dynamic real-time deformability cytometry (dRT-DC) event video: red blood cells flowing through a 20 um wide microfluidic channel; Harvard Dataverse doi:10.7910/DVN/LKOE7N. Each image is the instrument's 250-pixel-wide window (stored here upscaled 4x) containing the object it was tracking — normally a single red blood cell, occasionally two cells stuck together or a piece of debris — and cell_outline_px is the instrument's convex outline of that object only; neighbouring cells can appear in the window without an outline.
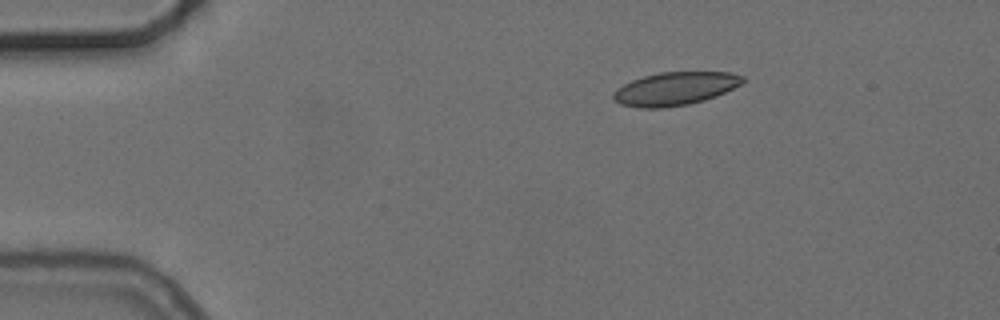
{"species": "common noctule bat (a hibernating species)", "species_latin": "Nyctalus noctula", "temperature_condition": "cold", "stored_images_in_passage": 3, "camera_frame_rate_fps": 3000, "um_per_image_px": 0.085, "animal": {"sex": "female", "body_mass_g": 24.6, "forearm_length_mm": 56.2}, "frame": {"image": 1, "passage_image": 1, "time_ms": 0.0, "image_size_px": [1000, 320], "cell_outline_px": [[744, 80], [740, 84], [716, 96], [704, 100], [688, 104], [660, 108], [640, 108], [620, 104], [612, 96], [612, 92], [616, 88], [632, 80], [644, 76], [660, 72], [728, 72], [744, 76]], "centroid_in_image_um": [57.35, 7.53], "position_along_channel_um": 27.7, "area_um2": 24.85}}